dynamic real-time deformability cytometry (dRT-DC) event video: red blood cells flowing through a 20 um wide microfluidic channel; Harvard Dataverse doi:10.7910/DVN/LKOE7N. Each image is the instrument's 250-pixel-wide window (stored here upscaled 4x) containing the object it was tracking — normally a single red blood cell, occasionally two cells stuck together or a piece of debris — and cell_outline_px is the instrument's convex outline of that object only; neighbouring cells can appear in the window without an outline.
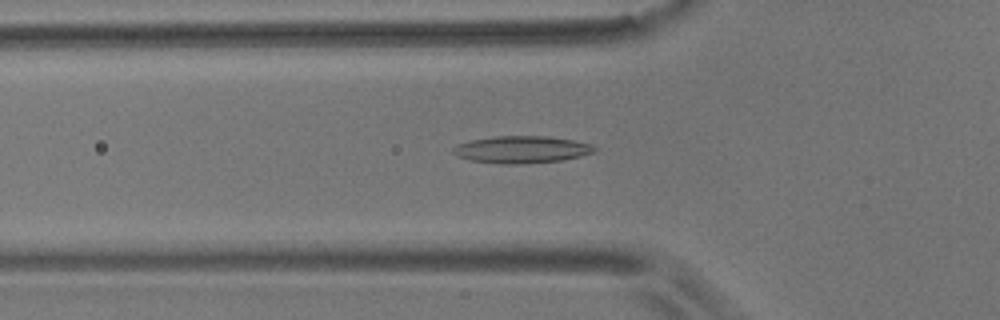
{"species": "common noctule bat (a hibernating species)", "species_latin": "Nyctalus noctula", "temperature_condition": "room temperature", "stored_images_in_passage": 46, "camera_frame_rate_fps": 3000, "um_per_image_px": 0.085, "animal": {"sex": "male", "body_mass_g": 17.9}, "frame": {"image": 1, "passage_image": 9, "time_ms": 2.667, "image_size_px": [1000, 320], "cell_outline_px": [[596, 148], [592, 152], [580, 156], [560, 160], [524, 164], [504, 164], [472, 160], [456, 156], [452, 152], [452, 148], [468, 140], [496, 136], [548, 136], [572, 140], [592, 144]], "centroid_in_image_um": [44.31, 12.7], "position_along_channel_um": 81.5, "area_um2": 22.2}}
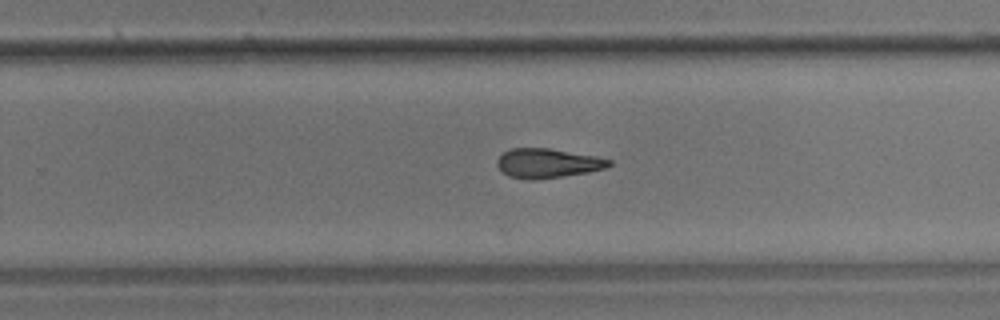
{"frame": {"image": 2, "passage_image": 26, "time_ms": 8.333, "image_size_px": [1000, 320], "cell_outline_px": [[612, 164], [604, 168], [588, 172], [536, 180], [528, 180], [508, 176], [496, 164], [496, 160], [508, 148], [548, 148], [596, 156], [612, 160]], "centroid_in_image_um": [46.53, 13.87], "position_along_channel_um": 283.3, "area_um2": 19.13}}
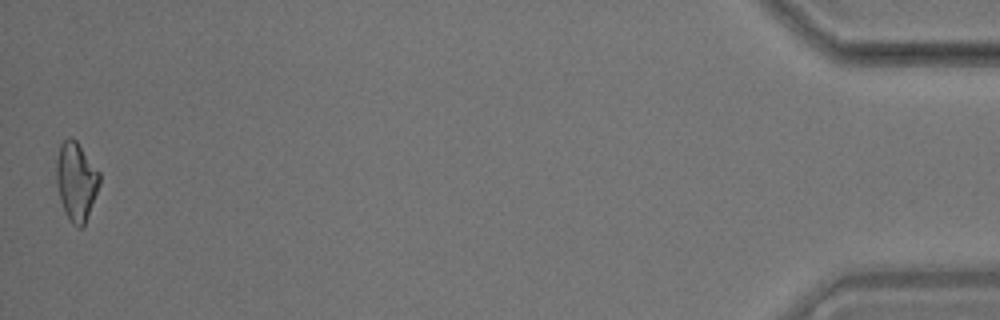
{"frame": {"image": 3, "passage_image": 46, "time_ms": 15.0, "image_size_px": [1000, 320], "cell_outline_px": [[100, 184], [84, 228], [76, 228], [72, 224], [60, 200], [56, 184], [56, 160], [60, 144], [68, 136], [72, 136], [76, 140], [100, 172]], "centroid_in_image_um": [6.48, 15.41], "position_along_channel_um": 428.7, "area_um2": 20.0}, "authors_computed_cell_mechanics": {"area_um2": 19.941, "velocity_mm_per_s": 3.5487, "shape_relaxation_time_tau1_ms": null, "shape_relaxation_time_tau2_ms": 7.6762, "deformation_change_tau1": null, "deformation_change_tau2": 0.2079}}